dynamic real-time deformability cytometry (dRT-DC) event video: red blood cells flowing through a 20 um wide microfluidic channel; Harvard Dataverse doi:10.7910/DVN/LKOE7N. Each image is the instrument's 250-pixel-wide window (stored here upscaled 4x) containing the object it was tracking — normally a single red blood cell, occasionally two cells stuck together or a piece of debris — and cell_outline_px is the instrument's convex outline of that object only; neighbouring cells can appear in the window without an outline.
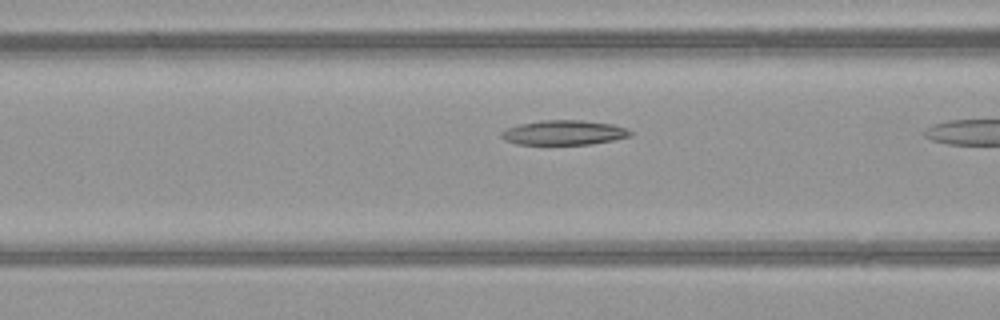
{"species": "common noctule bat (a hibernating species)", "species_latin": "Nyctalus noctula", "temperature_condition": "warm", "stored_images_in_passage": 8, "camera_frame_rate_fps": 3000, "um_per_image_px": 0.085, "animal": {"sex": "female", "body_mass_g": 21.9}, "frame": {"image": 1, "passage_image": 7, "time_ms": 2.0, "image_size_px": [1000, 320], "cell_outline_px": [[632, 136], [592, 144], [516, 144], [504, 140], [500, 136], [500, 132], [508, 128], [520, 124], [540, 120], [580, 120], [612, 124], [628, 128], [632, 132]], "centroid_in_image_um": [47.94, 11.27], "position_along_channel_um": 118.7, "area_um2": 18.55}}